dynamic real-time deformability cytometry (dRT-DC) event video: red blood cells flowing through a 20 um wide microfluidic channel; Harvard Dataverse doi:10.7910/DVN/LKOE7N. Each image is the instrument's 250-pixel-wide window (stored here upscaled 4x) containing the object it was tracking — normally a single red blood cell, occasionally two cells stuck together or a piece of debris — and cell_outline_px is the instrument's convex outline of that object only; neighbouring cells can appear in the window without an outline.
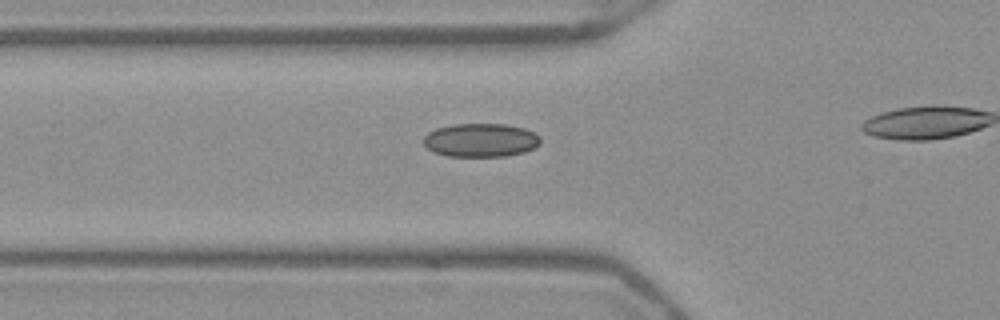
{"species": "Egyptian fruit bat (a non-hibernating species)", "species_latin": "Rousettus aegyptiacus", "temperature_condition": "warm", "stored_images_in_passage": 20, "camera_frame_rate_fps": 3000, "um_per_image_px": 0.085, "frame": {"image": 1, "passage_image": 15, "time_ms": 4.667, "image_size_px": [1000, 320], "cell_outline_px": [[540, 144], [524, 152], [504, 156], [448, 156], [432, 152], [424, 144], [424, 136], [428, 132], [436, 128], [452, 124], [504, 124], [524, 128], [540, 136]], "centroid_in_image_um": [40.83, 11.91], "position_along_channel_um": 85.0, "area_um2": 22.83}}